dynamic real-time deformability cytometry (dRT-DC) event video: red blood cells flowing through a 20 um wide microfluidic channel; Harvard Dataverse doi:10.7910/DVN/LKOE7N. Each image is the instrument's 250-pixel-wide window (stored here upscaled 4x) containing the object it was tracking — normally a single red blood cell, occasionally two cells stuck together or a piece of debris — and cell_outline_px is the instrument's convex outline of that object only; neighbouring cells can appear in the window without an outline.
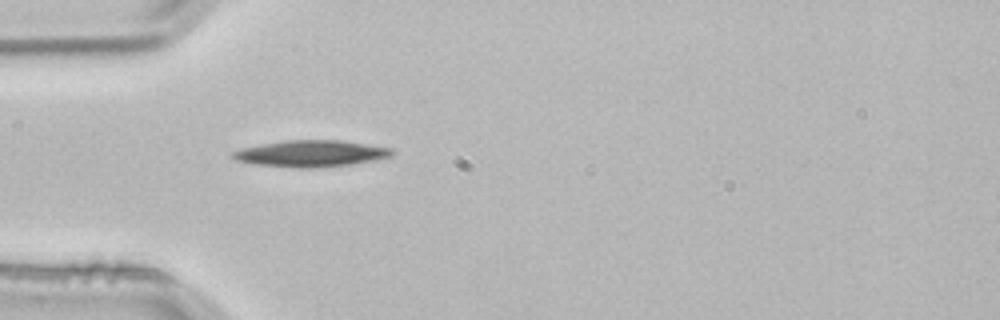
{"species": "common noctule bat (a hibernating species)", "species_latin": "Nyctalus noctula", "temperature_condition": "room temperature", "stored_images_in_passage": 33, "camera_frame_rate_fps": 3000, "um_per_image_px": 0.085, "animal": {"sex": "male", "body_mass_g": 21.5, "forearm_length_mm": 52.0}, "frame": {"image": 1, "passage_image": 1, "time_ms": 0.0, "image_size_px": [1000, 320], "cell_outline_px": [[396, 152], [392, 156], [376, 160], [352, 164], [308, 168], [300, 168], [252, 164], [236, 160], [228, 156], [232, 152], [240, 148], [260, 144], [288, 140], [340, 140], [368, 144], [392, 148]], "centroid_in_image_um": [26.42, 13.05], "position_along_channel_um": 58.6, "area_um2": 24.8}}
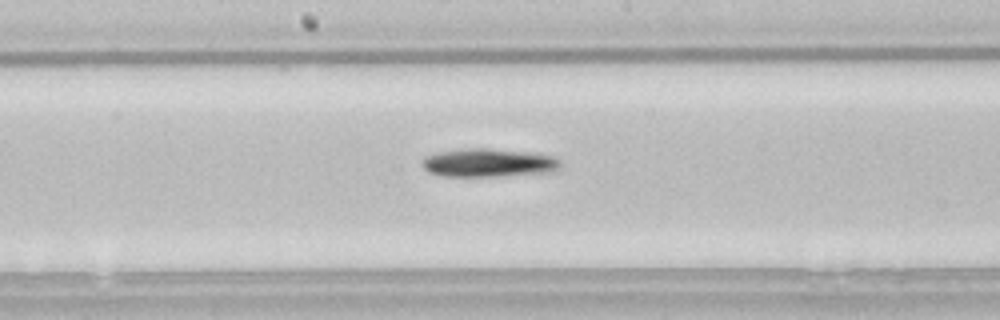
{"frame": {"image": 2, "passage_image": 13, "time_ms": 4.0, "image_size_px": [1000, 320], "cell_outline_px": [[560, 168], [556, 172], [492, 176], [444, 176], [428, 172], [420, 164], [424, 156], [436, 152], [460, 148], [484, 148], [536, 152], [556, 156], [560, 160]], "centroid_in_image_um": [41.55, 13.82], "position_along_channel_um": 206.7, "area_um2": 23.41}}
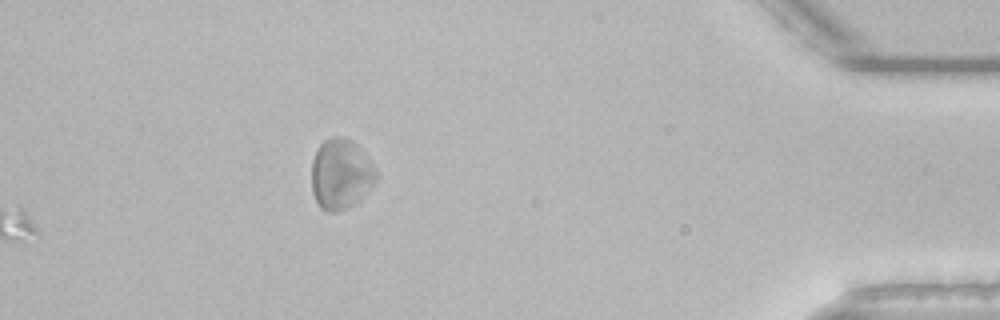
{"frame": {"image": 3, "passage_image": 33, "time_ms": 10.667, "image_size_px": [1000, 320], "cell_outline_px": [[376, 180], [360, 200], [356, 204], [336, 212], [328, 212], [320, 208], [312, 192], [312, 160], [316, 148], [324, 140], [332, 136], [344, 136], [352, 140], [368, 156], [376, 168]], "centroid_in_image_um": [28.96, 14.78], "position_along_channel_um": 406.2, "area_um2": 26.82}, "authors_computed_cell_mechanics": {"area_um2": 22.4842, "velocity_mm_per_s": 3.7916, "shape_relaxation_time_tau1_ms": 1.8981, "shape_relaxation_time_tau2_ms": null, "deformation_change_tau1": 0.0658, "deformation_change_tau2": null}}